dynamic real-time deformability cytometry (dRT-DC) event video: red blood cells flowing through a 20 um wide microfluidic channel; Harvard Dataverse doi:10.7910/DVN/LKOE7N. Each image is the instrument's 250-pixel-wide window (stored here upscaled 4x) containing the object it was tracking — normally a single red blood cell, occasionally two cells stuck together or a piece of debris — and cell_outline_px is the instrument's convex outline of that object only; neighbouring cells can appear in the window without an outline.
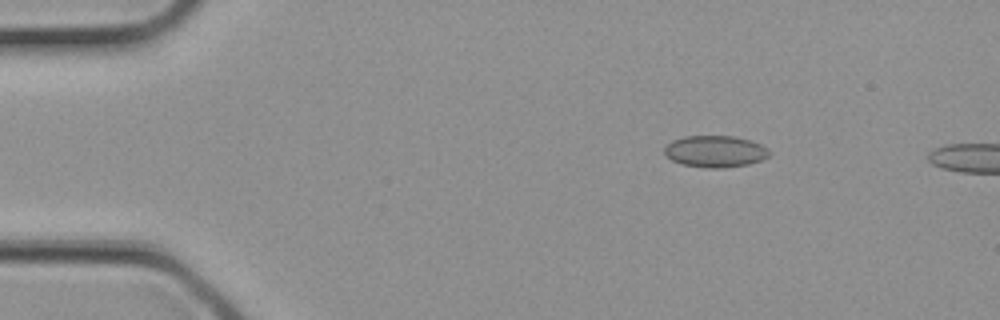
{"species": "common noctule bat (a hibernating species)", "species_latin": "Nyctalus noctula", "temperature_condition": "cold", "stored_images_in_passage": 3, "camera_frame_rate_fps": 3000, "um_per_image_px": 0.085, "animal": {"sex": "female", "body_mass_g": 21.9}, "frame": {"image": 1, "passage_image": 2, "time_ms": 0.333, "image_size_px": [1000, 320], "cell_outline_px": [[772, 152], [768, 156], [760, 160], [748, 164], [724, 168], [708, 168], [680, 164], [672, 160], [664, 152], [664, 148], [672, 140], [684, 136], [736, 136], [760, 144], [768, 148]], "centroid_in_image_um": [60.79, 12.87], "position_along_channel_um": 24.2, "area_um2": 19.36}}